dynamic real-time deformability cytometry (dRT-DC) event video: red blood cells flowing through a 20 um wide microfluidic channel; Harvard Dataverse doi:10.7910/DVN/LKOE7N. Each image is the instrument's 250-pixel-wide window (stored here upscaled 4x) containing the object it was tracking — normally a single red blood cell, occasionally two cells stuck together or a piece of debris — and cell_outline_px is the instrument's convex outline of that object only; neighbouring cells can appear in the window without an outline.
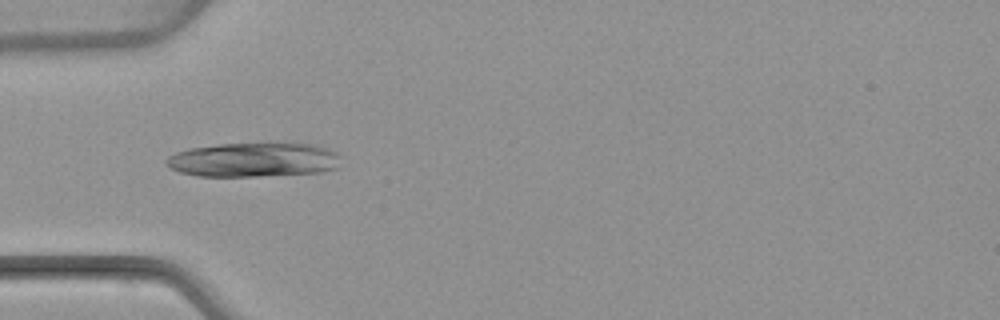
{"species": "common noctule bat (a hibernating species)", "species_latin": "Nyctalus noctula", "temperature_condition": "warm", "stored_images_in_passage": 8, "camera_frame_rate_fps": 3000, "um_per_image_px": 0.085, "animal": {"sex": "female", "body_mass_g": 22.7, "forearm_length_mm": 54.2}, "frame": {"image": 1, "passage_image": 6, "time_ms": 6.0, "image_size_px": [1000, 320], "cell_outline_px": [[344, 156], [340, 168], [324, 172], [256, 176], [196, 176], [180, 172], [172, 168], [164, 160], [168, 156], [176, 152], [188, 148], [220, 144], [312, 144], [336, 152]], "centroid_in_image_um": [21.62, 13.59], "position_along_channel_um": 63.4, "area_um2": 35.03}}
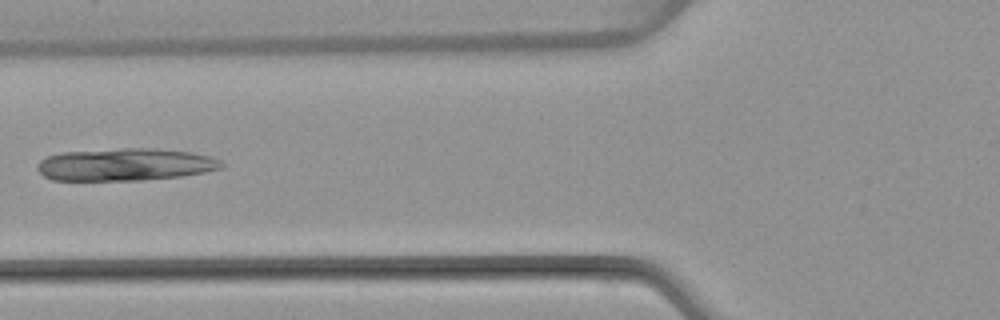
{"frame": {"image": 2, "passage_image": 7, "time_ms": 7.333, "image_size_px": [1000, 320], "cell_outline_px": [[224, 168], [204, 172], [180, 176], [140, 180], [52, 180], [44, 176], [36, 168], [36, 164], [40, 160], [48, 156], [60, 152], [120, 148], [156, 148], [192, 152], [212, 156], [220, 160], [224, 164]], "centroid_in_image_um": [10.65, 13.97], "position_along_channel_um": 115.1, "area_um2": 35.08}}
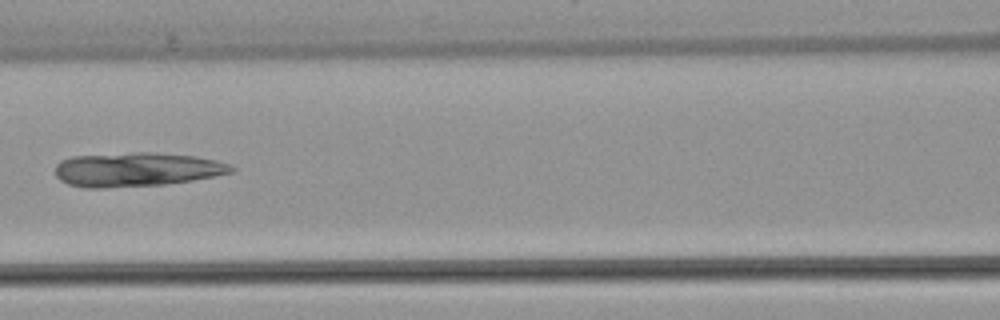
{"frame": {"image": 3, "passage_image": 8, "time_ms": 8.333, "image_size_px": [1000, 320], "cell_outline_px": [[236, 168], [232, 172], [192, 180], [164, 184], [104, 188], [84, 188], [68, 184], [60, 180], [56, 176], [56, 164], [60, 160], [72, 156], [136, 152], [156, 152], [196, 156], [216, 160], [228, 164]], "centroid_in_image_um": [11.57, 14.4], "position_along_channel_um": 155.0, "area_um2": 35.03}}